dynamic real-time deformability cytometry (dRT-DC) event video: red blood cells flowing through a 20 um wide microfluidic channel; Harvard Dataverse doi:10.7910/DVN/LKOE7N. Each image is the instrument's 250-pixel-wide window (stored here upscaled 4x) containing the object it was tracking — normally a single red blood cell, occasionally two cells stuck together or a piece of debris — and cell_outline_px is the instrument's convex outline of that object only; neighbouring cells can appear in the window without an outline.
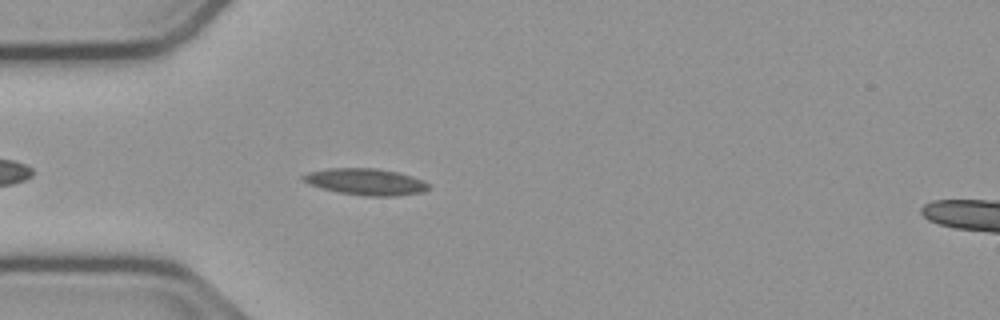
{"species": "common noctule bat (a hibernating species)", "species_latin": "Nyctalus noctula", "temperature_condition": "cold", "stored_images_in_passage": 37, "camera_frame_rate_fps": 3000, "um_per_image_px": 0.085, "animal": {"sex": "male", "body_mass_g": 23.1, "forearm_length_mm": 52.7}, "frame": {"image": 1, "passage_image": 4, "time_ms": 1.0, "image_size_px": [1000, 320], "cell_outline_px": [[432, 188], [424, 192], [396, 196], [364, 196], [336, 192], [320, 188], [308, 184], [300, 180], [300, 176], [308, 172], [328, 168], [376, 168], [396, 172], [412, 176], [424, 180], [432, 184]], "centroid_in_image_um": [31.1, 15.46], "position_along_channel_um": 53.9, "area_um2": 19.88}}
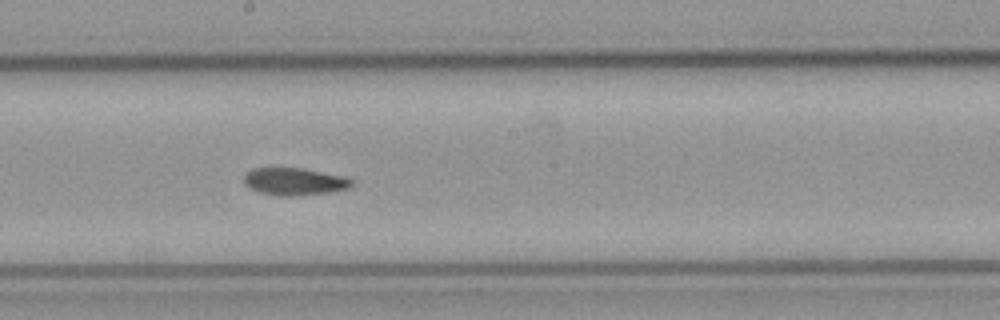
{"frame": {"image": 2, "passage_image": 18, "time_ms": 5.667, "image_size_px": [1000, 320], "cell_outline_px": [[352, 184], [348, 188], [328, 192], [292, 196], [280, 196], [260, 192], [248, 188], [244, 184], [244, 176], [252, 168], [304, 168], [344, 176], [352, 180]], "centroid_in_image_um": [24.99, 15.42], "position_along_channel_um": 223.2, "area_um2": 17.11}}
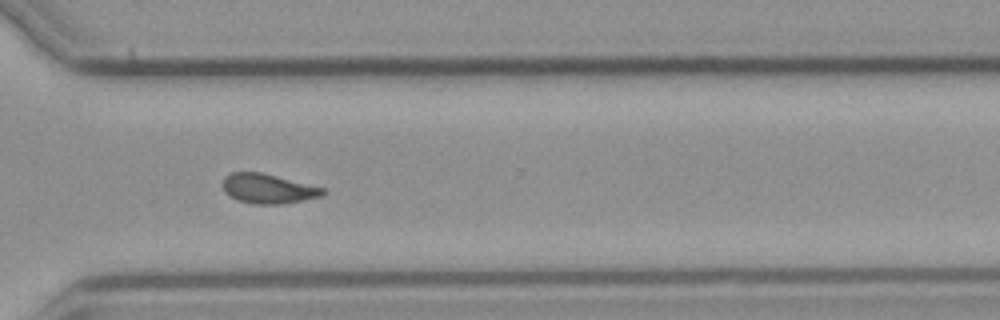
{"frame": {"image": 3, "passage_image": 28, "time_ms": 9.0, "image_size_px": [1000, 320], "cell_outline_px": [[324, 192], [320, 196], [280, 204], [252, 204], [228, 196], [224, 192], [224, 176], [232, 172], [260, 172], [324, 188]], "centroid_in_image_um": [22.73, 16.03], "position_along_channel_um": 347.9, "area_um2": 16.88}, "authors_computed_cell_mechanics": {"area_um2": 17.3978, "velocity_mm_per_s": 3.7581, "shape_relaxation_time_tau1_ms": null, "shape_relaxation_time_tau2_ms": 11.1455, "deformation_change_tau1": null, "deformation_change_tau2": 0.1763}}